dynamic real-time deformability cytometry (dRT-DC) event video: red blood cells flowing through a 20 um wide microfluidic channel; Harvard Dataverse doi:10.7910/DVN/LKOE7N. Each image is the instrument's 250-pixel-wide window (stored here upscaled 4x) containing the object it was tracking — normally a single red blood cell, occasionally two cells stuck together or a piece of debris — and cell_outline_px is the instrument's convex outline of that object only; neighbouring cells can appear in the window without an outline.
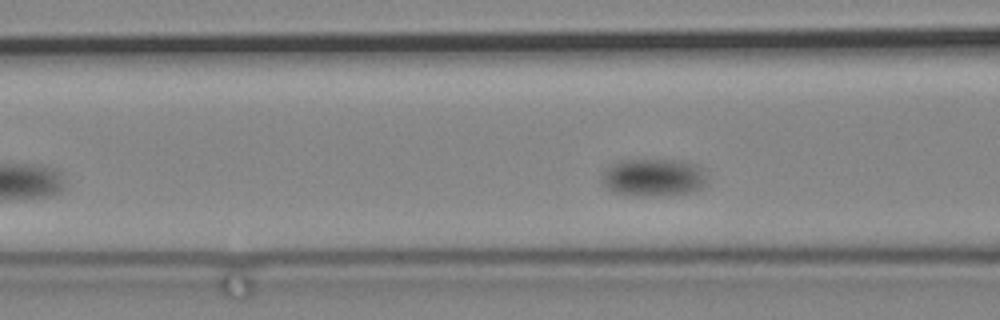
{"species": "common noctule bat (a hibernating species)", "species_latin": "Nyctalus noctula", "temperature_condition": "cold", "stored_images_in_passage": 50, "camera_frame_rate_fps": 3000, "um_per_image_px": 0.085, "animal": {"sex": "male", "body_mass_g": 19.2, "forearm_length_mm": 51.8}, "frame": {"image": 1, "passage_image": 9, "time_ms": 2.667, "image_size_px": [1000, 320], "cell_outline_px": [[704, 184], [700, 188], [688, 192], [660, 196], [628, 196], [612, 192], [600, 180], [600, 176], [612, 164], [620, 160], [688, 160], [700, 164], [704, 172]], "centroid_in_image_um": [55.52, 15.08], "position_along_channel_um": 111.1, "area_um2": 23.35}}
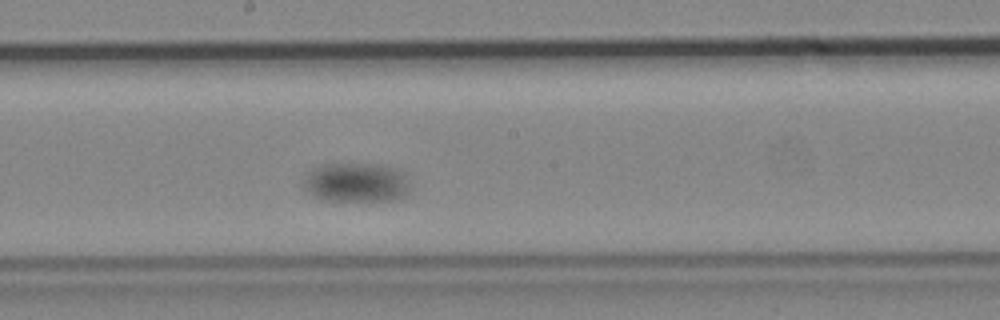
{"frame": {"image": 2, "passage_image": 24, "time_ms": 7.667, "image_size_px": [1000, 320], "cell_outline_px": [[408, 192], [404, 196], [392, 200], [324, 200], [308, 192], [304, 184], [304, 180], [308, 172], [312, 168], [320, 164], [380, 164], [400, 168], [404, 172], [408, 184]], "centroid_in_image_um": [30.3, 15.48], "position_along_channel_um": 217.9, "area_um2": 24.39}}
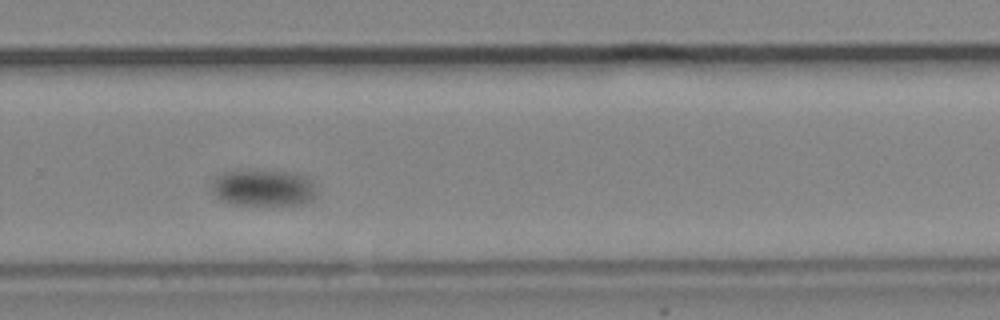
{"frame": {"image": 3, "passage_image": 36, "time_ms": 11.667, "image_size_px": [1000, 320], "cell_outline_px": [[320, 192], [312, 200], [304, 204], [232, 204], [220, 200], [212, 192], [212, 184], [216, 176], [224, 172], [292, 172], [308, 176]], "centroid_in_image_um": [22.46, 15.99], "position_along_channel_um": 307.3, "area_um2": 22.14}}